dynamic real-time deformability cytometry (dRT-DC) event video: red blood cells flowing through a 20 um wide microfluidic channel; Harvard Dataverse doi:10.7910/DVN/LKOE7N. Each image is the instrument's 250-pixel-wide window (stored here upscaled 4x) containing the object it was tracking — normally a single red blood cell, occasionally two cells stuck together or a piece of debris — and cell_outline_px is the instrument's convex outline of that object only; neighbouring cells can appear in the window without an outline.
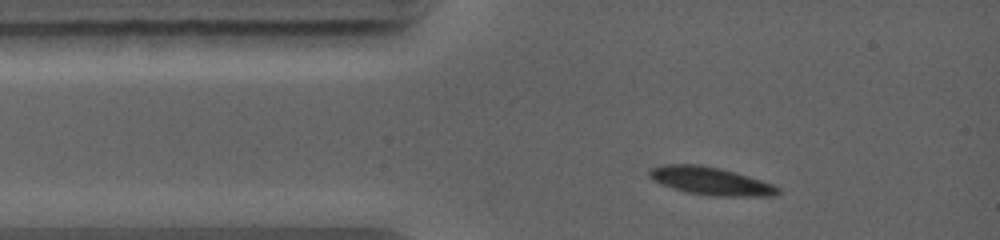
{"species": "common noctule bat (a hibernating species)", "species_latin": "Nyctalus noctula", "temperature_condition": "warm", "stored_images_in_passage": 8, "camera_frame_rate_fps": 5000, "um_per_image_px": 0.085, "animal": {"sex": "female", "body_mass_g": 19.0, "forearm_length_mm": 56.7}, "frame": {"image": 1, "passage_image": 1, "time_ms": 0.0, "image_size_px": [1000, 240], "cell_outline_px": [[780, 192], [772, 196], [716, 196], [688, 192], [672, 188], [660, 184], [652, 180], [648, 176], [648, 172], [652, 168], [660, 164], [700, 164], [720, 168], [736, 172], [772, 184], [780, 188]], "centroid_in_image_um": [60.36, 15.37], "position_along_channel_um": 24.6, "area_um2": 20.92}}
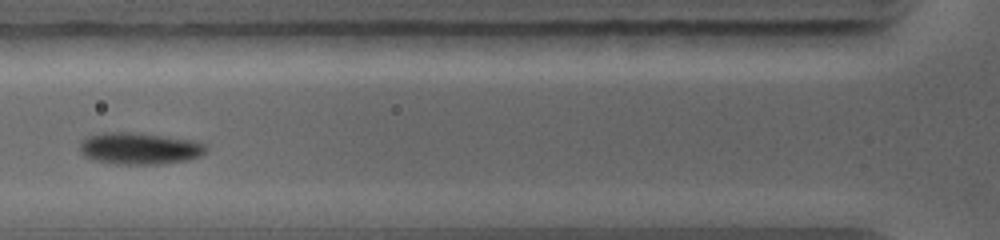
{"frame": {"image": 2, "passage_image": 4, "time_ms": 2.4, "image_size_px": [1000, 240], "cell_outline_px": [[208, 148], [204, 152], [188, 160], [160, 164], [116, 164], [96, 160], [84, 156], [80, 152], [80, 144], [88, 136], [100, 132], [132, 132], [192, 140], [204, 144]], "centroid_in_image_um": [11.82, 12.62], "position_along_channel_um": 114.0, "area_um2": 23.12}}
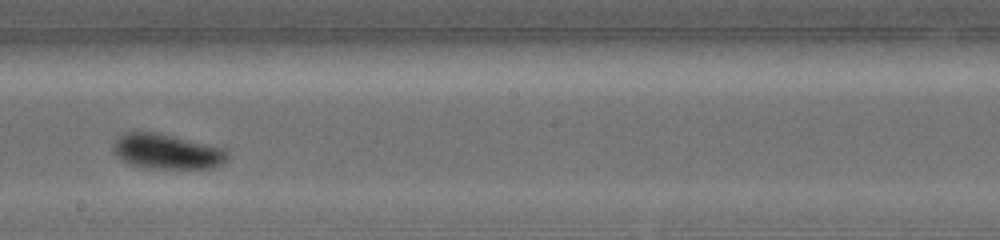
{"frame": {"image": 3, "passage_image": 7, "time_ms": 5.0, "image_size_px": [1000, 240], "cell_outline_px": [[228, 156], [220, 164], [212, 168], [152, 168], [128, 164], [120, 160], [112, 152], [112, 144], [116, 136], [128, 132], [156, 132], [224, 148], [228, 152]], "centroid_in_image_um": [14.1, 12.87], "position_along_channel_um": 234.1, "area_um2": 23.35}}